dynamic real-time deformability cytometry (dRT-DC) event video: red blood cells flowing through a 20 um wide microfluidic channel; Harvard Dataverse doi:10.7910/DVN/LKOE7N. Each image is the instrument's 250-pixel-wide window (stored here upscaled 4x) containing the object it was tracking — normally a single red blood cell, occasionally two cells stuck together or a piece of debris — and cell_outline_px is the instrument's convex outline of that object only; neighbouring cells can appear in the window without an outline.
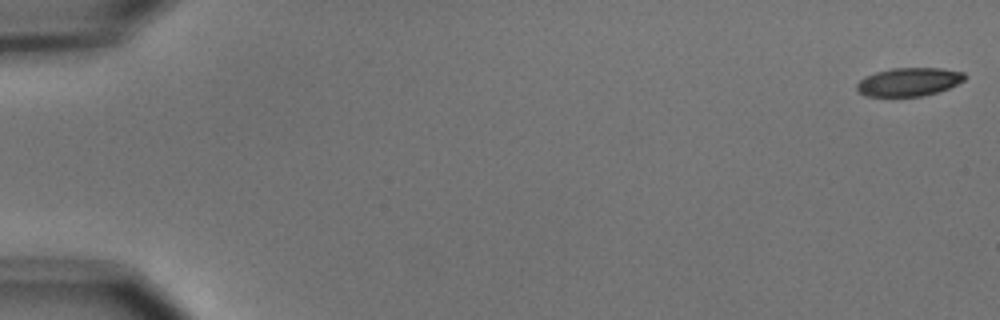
{"species": "common noctule bat (a hibernating species)", "species_latin": "Nyctalus noctula", "temperature_condition": "cold", "stored_images_in_passage": 6, "camera_frame_rate_fps": 3000, "um_per_image_px": 0.085, "animal": {"sex": "male", "body_mass_g": 15.6}, "frame": {"image": 1, "passage_image": 1, "time_ms": 0.0, "image_size_px": [1000, 320], "cell_outline_px": [[968, 76], [964, 80], [948, 88], [936, 92], [920, 96], [864, 96], [856, 88], [856, 84], [864, 76], [876, 72], [892, 68], [940, 68], [964, 72]], "centroid_in_image_um": [77.25, 6.95], "position_along_channel_um": 7.8, "area_um2": 17.8}}